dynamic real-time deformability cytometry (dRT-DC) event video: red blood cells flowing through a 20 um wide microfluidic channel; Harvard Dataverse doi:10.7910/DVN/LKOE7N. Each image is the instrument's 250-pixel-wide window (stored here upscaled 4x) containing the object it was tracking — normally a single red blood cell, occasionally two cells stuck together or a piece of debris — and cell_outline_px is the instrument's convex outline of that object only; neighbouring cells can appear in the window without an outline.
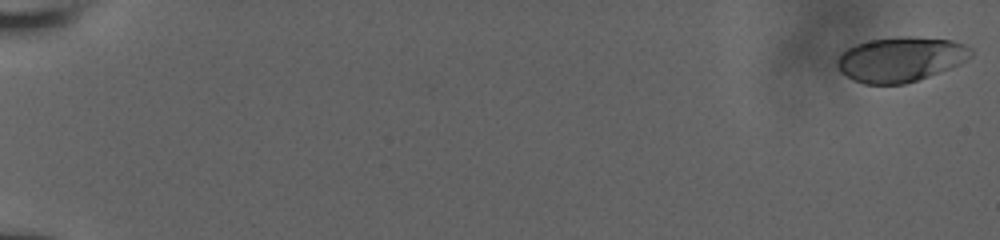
{"species": "human", "species_latin": "Homo sapiens", "temperature_condition": "room temperature", "stored_images_in_passage": 19, "camera_frame_rate_fps": 3000, "um_per_image_px": 0.085, "donor": {"sex": "male"}, "frame": {"image": 1, "passage_image": 1, "time_ms": 0.0, "image_size_px": [1000, 240], "cell_outline_px": [[972, 56], [960, 64], [928, 76], [904, 84], [864, 84], [852, 80], [840, 72], [836, 64], [836, 60], [840, 52], [856, 44], [872, 40], [900, 36], [908, 36], [952, 40], [964, 44], [972, 48]], "centroid_in_image_um": [76.52, 5.04], "position_along_channel_um": 8.5, "area_um2": 35.03}}
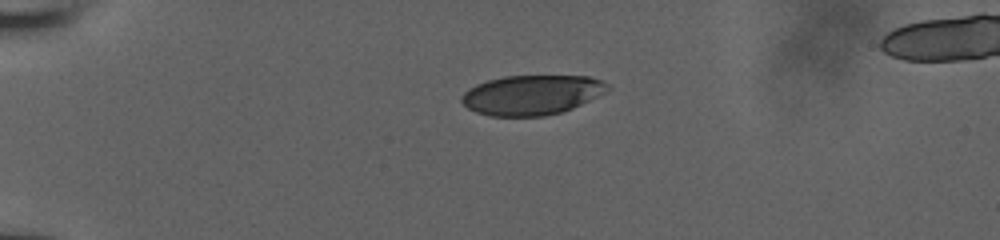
{"frame": {"image": 2, "passage_image": 11, "time_ms": 5.0, "image_size_px": [1000, 240], "cell_outline_px": [[612, 88], [572, 108], [560, 112], [544, 116], [488, 116], [476, 112], [468, 108], [460, 100], [460, 96], [468, 88], [476, 84], [488, 80], [504, 76], [588, 76], [604, 80]], "centroid_in_image_um": [45.17, 8.06], "position_along_channel_um": 39.8, "area_um2": 33.81}}
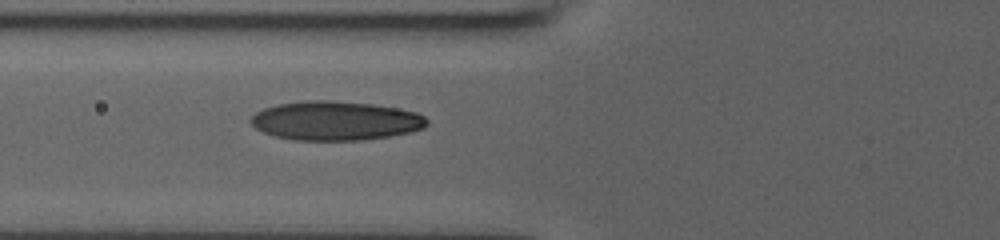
{"frame": {"image": 3, "passage_image": 19, "time_ms": 8.0, "image_size_px": [1000, 240], "cell_outline_px": [[428, 124], [424, 128], [412, 132], [388, 136], [360, 140], [292, 140], [276, 136], [264, 132], [256, 128], [248, 120], [256, 112], [264, 108], [276, 104], [304, 100], [332, 100], [372, 104], [396, 108], [416, 112], [424, 116], [428, 120]], "centroid_in_image_um": [28.51, 10.26], "position_along_channel_um": 97.3, "area_um2": 40.23}}